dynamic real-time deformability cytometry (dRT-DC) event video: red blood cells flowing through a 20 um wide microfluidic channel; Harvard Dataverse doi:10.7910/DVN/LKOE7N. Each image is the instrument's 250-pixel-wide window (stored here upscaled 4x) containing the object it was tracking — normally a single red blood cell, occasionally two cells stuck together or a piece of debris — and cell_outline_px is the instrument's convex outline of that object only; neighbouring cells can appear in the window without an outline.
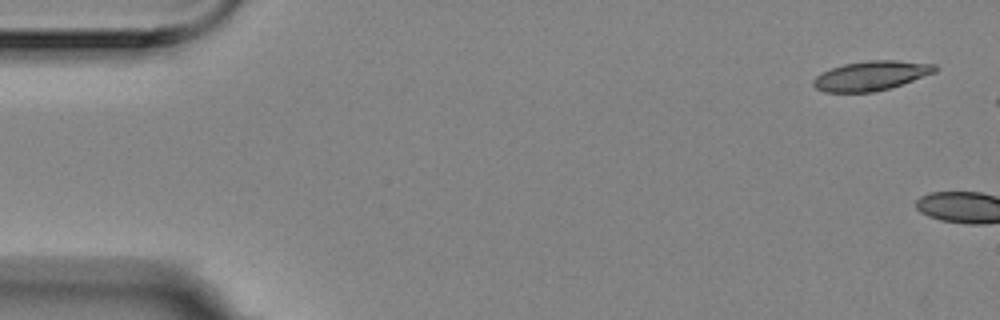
{"species": "Egyptian fruit bat (a non-hibernating species)", "species_latin": "Rousettus aegyptiacus", "temperature_condition": "room temperature", "stored_images_in_passage": 2, "camera_frame_rate_fps": 3000, "um_per_image_px": 0.085, "animal": {"sex": "female"}, "frame": {"image": 1, "passage_image": 1, "time_ms": 0.0, "image_size_px": [1000, 320], "cell_outline_px": [[940, 68], [936, 72], [888, 88], [872, 92], [824, 92], [816, 88], [812, 84], [812, 80], [816, 76], [832, 68], [844, 64], [868, 60], [896, 60], [936, 64]], "centroid_in_image_um": [74.05, 6.42], "position_along_channel_um": 10.9, "area_um2": 20.75}}